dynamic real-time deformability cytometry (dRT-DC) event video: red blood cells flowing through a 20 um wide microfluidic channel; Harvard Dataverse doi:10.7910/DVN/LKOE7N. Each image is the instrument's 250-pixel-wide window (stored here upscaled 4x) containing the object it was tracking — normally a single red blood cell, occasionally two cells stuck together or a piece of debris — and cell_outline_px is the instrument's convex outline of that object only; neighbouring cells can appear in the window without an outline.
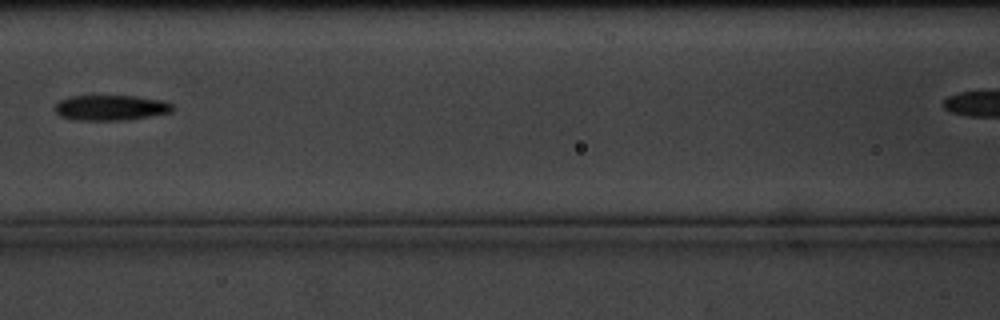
{"species": "common noctule bat (a hibernating species)", "species_latin": "Nyctalus noctula", "temperature_condition": "cold", "stored_images_in_passage": 5, "camera_frame_rate_fps": 3000, "um_per_image_px": 0.085, "animal": {"sex": "male", "body_mass_g": 20.1, "forearm_length_mm": 53.5}, "frame": {"image": 1, "passage_image": 4, "time_ms": 3.667, "image_size_px": [1000, 320], "cell_outline_px": [[172, 112], [128, 120], [76, 120], [60, 116], [52, 108], [60, 100], [72, 96], [140, 96], [164, 100], [172, 104]], "centroid_in_image_um": [9.42, 9.15], "position_along_channel_um": 157.2, "area_um2": 17.51}}